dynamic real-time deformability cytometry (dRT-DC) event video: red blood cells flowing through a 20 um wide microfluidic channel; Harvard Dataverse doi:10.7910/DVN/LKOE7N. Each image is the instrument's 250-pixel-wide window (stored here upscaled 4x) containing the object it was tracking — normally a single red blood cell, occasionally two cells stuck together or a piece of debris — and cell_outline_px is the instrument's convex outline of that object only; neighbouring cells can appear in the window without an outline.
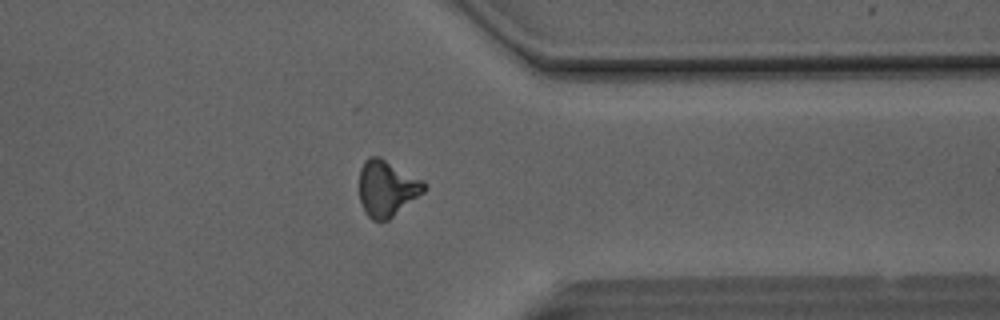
{"species": "Egyptian fruit bat (a non-hibernating species)", "species_latin": "Rousettus aegyptiacus", "temperature_condition": "room temperature", "stored_images_in_passage": 46, "camera_frame_rate_fps": 3000, "um_per_image_px": 0.085, "animal": {"sex": "male"}, "frame": {"image": 1, "passage_image": 37, "time_ms": 12.0, "image_size_px": [1000, 320], "cell_outline_px": [[424, 192], [388, 220], [372, 220], [368, 216], [360, 200], [360, 168], [364, 160], [368, 156], [380, 156], [424, 180]], "centroid_in_image_um": [32.88, 15.97], "position_along_channel_um": 378.5, "area_um2": 21.1}}
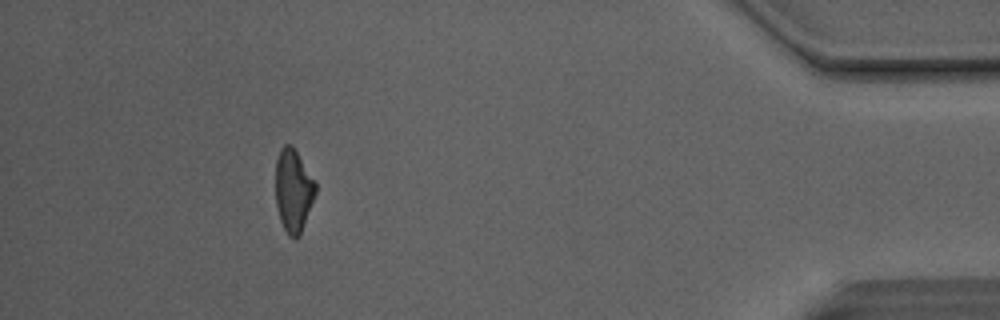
{"frame": {"image": 2, "passage_image": 43, "time_ms": 14.0, "image_size_px": [1000, 320], "cell_outline_px": [[316, 192], [300, 236], [288, 236], [280, 220], [276, 204], [276, 160], [280, 148], [284, 144], [292, 144], [316, 184]], "centroid_in_image_um": [24.92, 16.18], "position_along_channel_um": 410.3, "area_um2": 19.07}, "authors_computed_cell_mechanics": {"area_um2": 20.7213, "velocity_mm_per_s": 4.142, "shape_relaxation_time_tau1_ms": 7.5019, "shape_relaxation_time_tau2_ms": 5.5773, "deformation_change_tau1": 0.21, "deformation_change_tau2": 0.172}}